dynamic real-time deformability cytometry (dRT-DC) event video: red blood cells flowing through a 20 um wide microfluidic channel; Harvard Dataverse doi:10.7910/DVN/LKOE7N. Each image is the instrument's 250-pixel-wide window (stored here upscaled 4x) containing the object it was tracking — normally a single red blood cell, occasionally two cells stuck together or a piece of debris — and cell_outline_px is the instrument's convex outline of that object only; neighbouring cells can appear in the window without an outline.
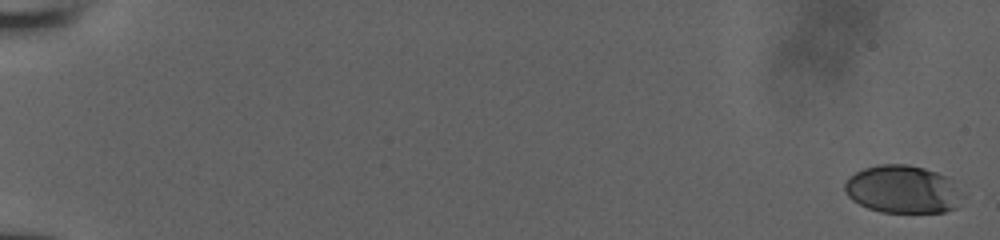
{"species": "human", "species_latin": "Homo sapiens", "temperature_condition": "room temperature", "stored_images_in_passage": 53, "camera_frame_rate_fps": 3000, "um_per_image_px": 0.085, "donor": {"sex": "male"}, "frame": {"image": 1, "passage_image": 1, "time_ms": 0.0, "image_size_px": [1000, 240], "cell_outline_px": [[968, 196], [956, 208], [944, 212], [880, 212], [868, 208], [852, 200], [844, 192], [844, 184], [856, 172], [864, 168], [876, 164], [908, 164], [924, 168], [948, 176]], "centroid_in_image_um": [76.81, 16.1], "position_along_channel_um": 8.2, "area_um2": 33.41}}
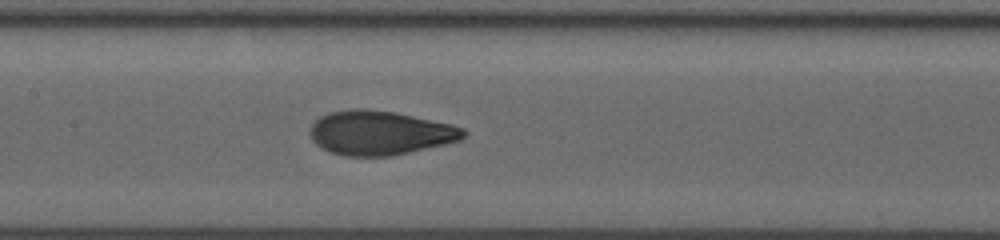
{"frame": {"image": 2, "passage_image": 29, "time_ms": 9.333, "image_size_px": [1000, 240], "cell_outline_px": [[468, 132], [460, 140], [444, 144], [392, 156], [344, 156], [328, 152], [316, 144], [312, 140], [308, 132], [312, 124], [320, 116], [328, 112], [352, 108], [364, 108], [396, 112], [452, 124], [464, 128]], "centroid_in_image_um": [32.26, 11.28], "position_along_channel_um": 175.1, "area_um2": 39.88}}
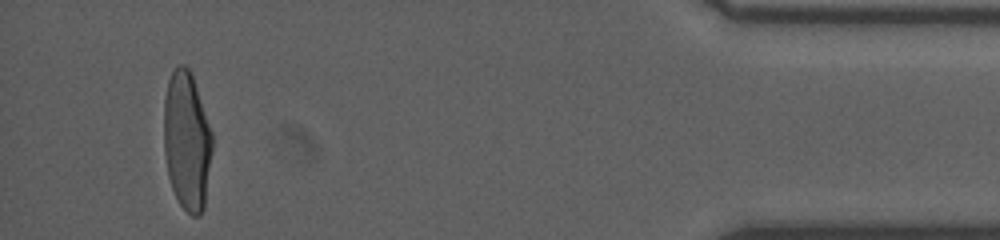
{"frame": {"image": 3, "passage_image": 51, "time_ms": 16.667, "image_size_px": [1000, 240], "cell_outline_px": [[212, 148], [204, 208], [200, 216], [192, 216], [180, 204], [172, 188], [168, 176], [164, 152], [164, 96], [168, 80], [176, 64], [184, 64], [188, 68], [192, 76], [212, 132]], "centroid_in_image_um": [15.87, 11.97], "position_along_channel_um": 419.3, "area_um2": 39.02}}